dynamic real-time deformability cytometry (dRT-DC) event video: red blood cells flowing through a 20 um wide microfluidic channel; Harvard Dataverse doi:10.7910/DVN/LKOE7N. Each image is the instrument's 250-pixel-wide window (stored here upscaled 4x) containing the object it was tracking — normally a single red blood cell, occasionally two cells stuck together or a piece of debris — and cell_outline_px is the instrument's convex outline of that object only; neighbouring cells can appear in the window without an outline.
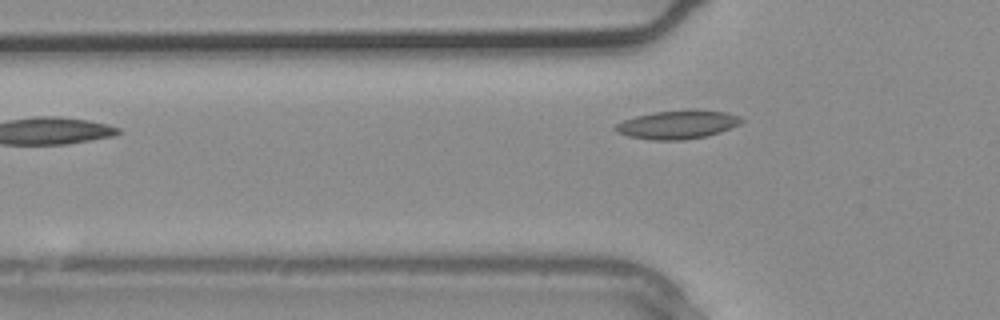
{"species": "common noctule bat (a hibernating species)", "species_latin": "Nyctalus noctula", "temperature_condition": "warm", "stored_images_in_passage": 3, "camera_frame_rate_fps": 3000, "um_per_image_px": 0.085, "animal": {"sex": "male", "body_mass_g": 20.4}, "frame": {"image": 1, "passage_image": 3, "time_ms": 0.667, "image_size_px": [1000, 320], "cell_outline_px": [[744, 120], [740, 124], [720, 132], [708, 136], [684, 140], [652, 140], [628, 136], [616, 132], [612, 128], [616, 124], [624, 120], [636, 116], [652, 112], [696, 108], [724, 112], [740, 116]], "centroid_in_image_um": [57.6, 10.58], "position_along_channel_um": 68.2, "area_um2": 21.33}}